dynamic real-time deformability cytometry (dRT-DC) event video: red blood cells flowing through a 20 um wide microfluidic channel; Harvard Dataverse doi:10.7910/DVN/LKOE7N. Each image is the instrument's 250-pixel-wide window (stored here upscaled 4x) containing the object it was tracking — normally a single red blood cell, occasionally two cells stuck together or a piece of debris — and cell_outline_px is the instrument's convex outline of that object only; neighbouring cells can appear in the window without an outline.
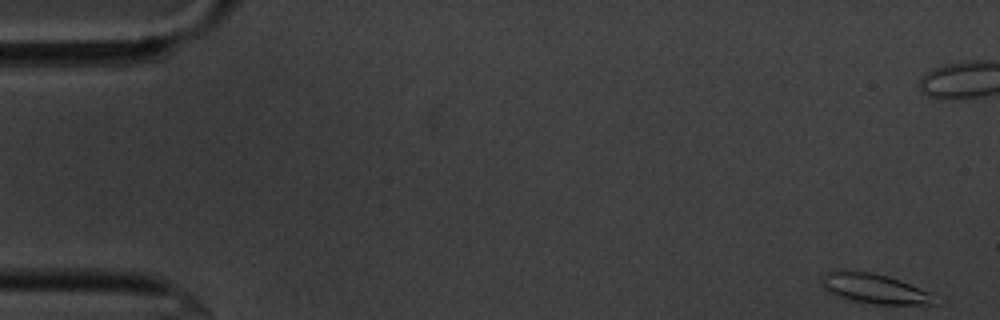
{"species": "common noctule bat (a hibernating species)", "species_latin": "Nyctalus noctula", "temperature_condition": "cold", "stored_images_in_passage": 56, "camera_frame_rate_fps": 3000, "um_per_image_px": 0.085, "animal": {"sex": "male", "body_mass_g": 20.1, "forearm_length_mm": 53.5}, "frame": {"image": 1, "passage_image": 1, "time_ms": 0.0, "image_size_px": [1000, 320], "cell_outline_px": [[936, 300], [932, 304], [876, 304], [848, 300], [836, 296], [828, 292], [820, 284], [820, 276], [836, 268], [868, 272], [900, 280], [928, 292]], "centroid_in_image_um": [74.17, 24.51], "position_along_channel_um": 10.8, "area_um2": 19.65}}
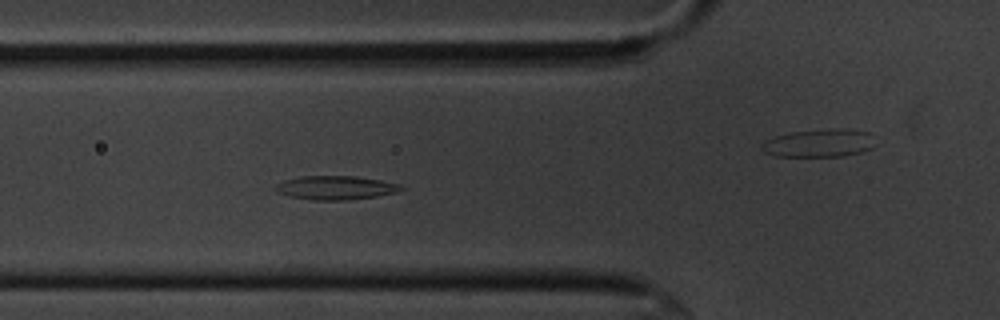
{"frame": {"image": 2, "passage_image": 19, "time_ms": 6.0, "image_size_px": [1000, 320], "cell_outline_px": [[404, 188], [396, 192], [376, 196], [348, 200], [312, 200], [288, 196], [276, 192], [272, 188], [276, 184], [284, 180], [300, 176], [356, 176], [380, 180], [400, 184]], "centroid_in_image_um": [28.47, 15.95], "position_along_channel_um": 97.3, "area_um2": 17.51}}
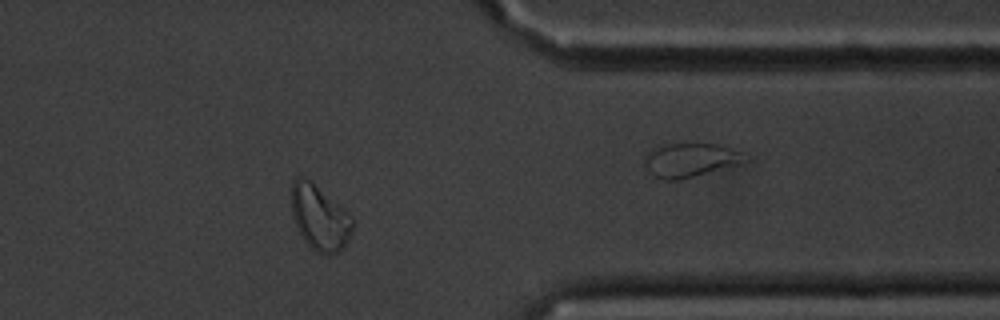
{"frame": {"image": 3, "passage_image": 44, "time_ms": 14.333, "image_size_px": [1000, 320], "cell_outline_px": [[352, 228], [348, 240], [336, 252], [316, 252], [304, 240], [296, 224], [292, 212], [292, 184], [296, 176], [304, 176], [344, 208], [352, 216]], "centroid_in_image_um": [27.16, 18.45], "position_along_channel_um": 384.2, "area_um2": 22.43}, "authors_computed_cell_mechanics": {"area_um2": 17.7446, "velocity_mm_per_s": 3.5914, "shape_relaxation_time_tau1_ms": 9.5856, "shape_relaxation_time_tau2_ms": 9.2739, "deformation_change_tau1": 0.1784, "deformation_change_tau2": 0.1814}}